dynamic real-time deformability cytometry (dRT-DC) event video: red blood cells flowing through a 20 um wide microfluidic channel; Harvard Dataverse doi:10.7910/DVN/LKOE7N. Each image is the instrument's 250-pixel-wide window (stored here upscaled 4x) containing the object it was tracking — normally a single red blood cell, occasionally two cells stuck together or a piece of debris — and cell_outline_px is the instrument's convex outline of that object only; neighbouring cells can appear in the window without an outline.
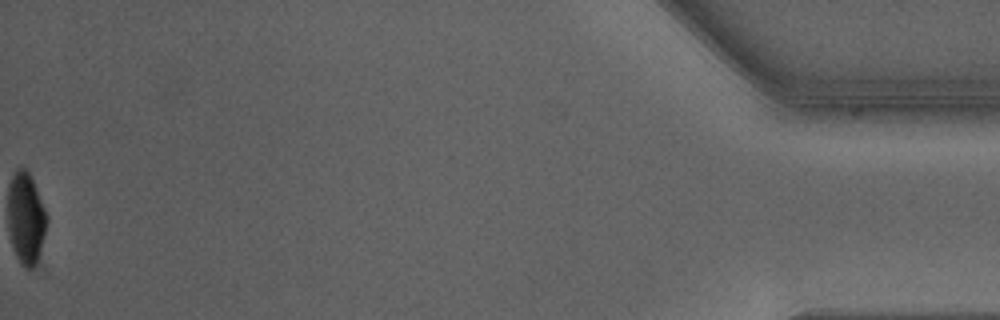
{"species": "Egyptian fruit bat (a non-hibernating species)", "species_latin": "Rousettus aegyptiacus", "temperature_condition": "warm", "stored_images_in_passage": 37, "segment_of_instrument_passage": [2, 2], "camera_frame_rate_fps": 3000, "um_per_image_px": 0.085, "animal": {"sex": "male"}, "frame": {"image": 1, "passage_image": 37, "time_ms": 12.0, "image_size_px": [1000, 320], "cell_outline_px": [[964, 116], [960, 120], [800, 120], [824, 108], [856, 104], [860, 104], [960, 108]], "centroid_in_image_um": [75.31, 9.62], "position_along_channel_um": 359.9, "area_um2": 15.03}}